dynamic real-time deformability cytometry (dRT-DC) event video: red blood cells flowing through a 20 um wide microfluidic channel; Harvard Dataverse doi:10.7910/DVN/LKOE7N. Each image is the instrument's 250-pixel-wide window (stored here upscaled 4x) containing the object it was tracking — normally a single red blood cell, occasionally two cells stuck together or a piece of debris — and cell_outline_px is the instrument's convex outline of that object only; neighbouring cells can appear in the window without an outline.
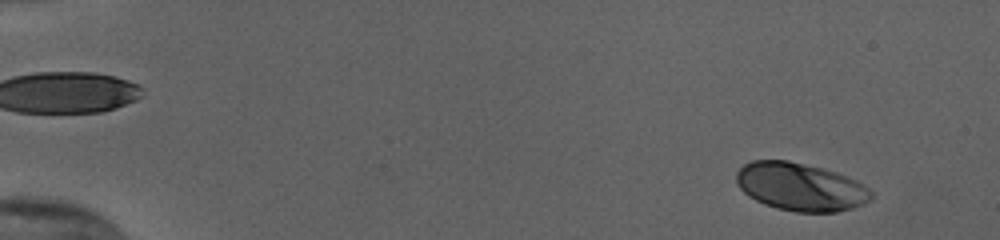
{"species": "human", "species_latin": "Homo sapiens", "temperature_condition": "cold", "stored_images_in_passage": 54, "camera_frame_rate_fps": 3000, "um_per_image_px": 0.085, "donor": {"sex": "female"}, "frame": {"image": 1, "passage_image": 4, "time_ms": 1.0, "image_size_px": [1000, 240], "cell_outline_px": [[872, 200], [864, 204], [852, 208], [836, 212], [796, 212], [776, 208], [764, 204], [748, 196], [736, 184], [736, 172], [744, 164], [752, 160], [788, 160], [836, 172], [856, 180], [864, 184], [872, 192]], "centroid_in_image_um": [68.04, 15.89], "position_along_channel_um": 17.0, "area_um2": 37.8}}
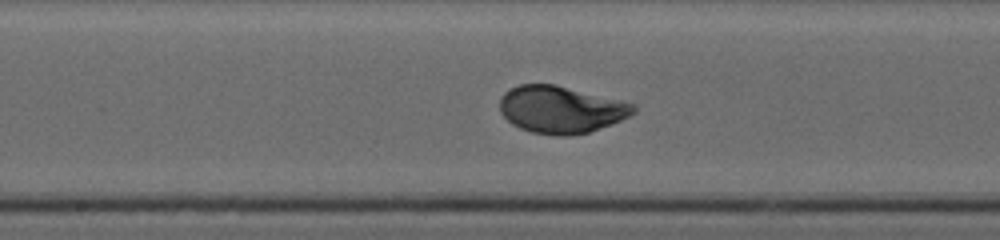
{"frame": {"image": 2, "passage_image": 30, "time_ms": 9.667, "image_size_px": [1000, 240], "cell_outline_px": [[636, 112], [632, 116], [612, 124], [588, 132], [568, 136], [556, 136], [532, 132], [520, 128], [512, 124], [500, 112], [500, 96], [504, 92], [520, 84], [556, 84], [636, 104]], "centroid_in_image_um": [47.7, 9.31], "position_along_channel_um": 200.5, "area_um2": 36.93}}
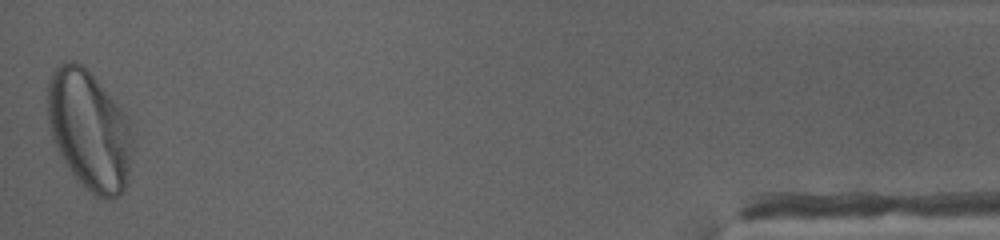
{"frame": {"image": 3, "passage_image": 54, "time_ms": 17.667, "image_size_px": [1000, 240], "cell_outline_px": [[132, 152], [128, 180], [124, 188], [116, 196], [108, 200], [104, 200], [96, 196], [84, 188], [80, 184], [64, 160], [52, 140], [48, 124], [48, 84], [52, 72], [60, 64], [68, 60], [76, 60], [96, 80], [120, 108], [128, 124], [132, 136]], "centroid_in_image_um": [7.57, 11.1], "position_along_channel_um": 427.6, "area_um2": 58.49}, "authors_computed_cell_mechanics": {"area_um2": 37.1365, "velocity_mm_per_s": 3.7899, "shape_relaxation_time_tau1_ms": 3.1455, "shape_relaxation_time_tau2_ms": null, "deformation_change_tau1": 0.1657, "deformation_change_tau2": null}}